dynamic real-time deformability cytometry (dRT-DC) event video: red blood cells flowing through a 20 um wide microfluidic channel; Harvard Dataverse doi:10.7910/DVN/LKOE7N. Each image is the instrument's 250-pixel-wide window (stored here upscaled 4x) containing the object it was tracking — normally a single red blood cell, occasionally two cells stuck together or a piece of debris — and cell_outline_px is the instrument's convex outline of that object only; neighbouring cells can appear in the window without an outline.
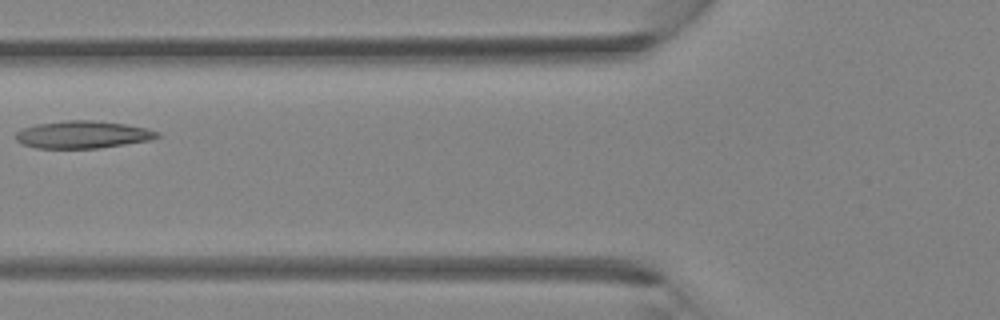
{"species": "Egyptian fruit bat (a non-hibernating species)", "species_latin": "Rousettus aegyptiacus", "temperature_condition": "room temperature", "stored_images_in_passage": 3, "camera_frame_rate_fps": 3000, "um_per_image_px": 0.085, "animal": {"sex": "female"}, "frame": {"image": 1, "passage_image": 3, "time_ms": 2.333, "image_size_px": [1000, 320], "cell_outline_px": [[160, 136], [152, 140], [96, 148], [36, 148], [20, 144], [16, 140], [16, 132], [24, 128], [36, 124], [64, 120], [92, 120], [124, 124], [148, 128], [160, 132]], "centroid_in_image_um": [7.03, 11.44], "position_along_channel_um": 118.8, "area_um2": 22.66}}